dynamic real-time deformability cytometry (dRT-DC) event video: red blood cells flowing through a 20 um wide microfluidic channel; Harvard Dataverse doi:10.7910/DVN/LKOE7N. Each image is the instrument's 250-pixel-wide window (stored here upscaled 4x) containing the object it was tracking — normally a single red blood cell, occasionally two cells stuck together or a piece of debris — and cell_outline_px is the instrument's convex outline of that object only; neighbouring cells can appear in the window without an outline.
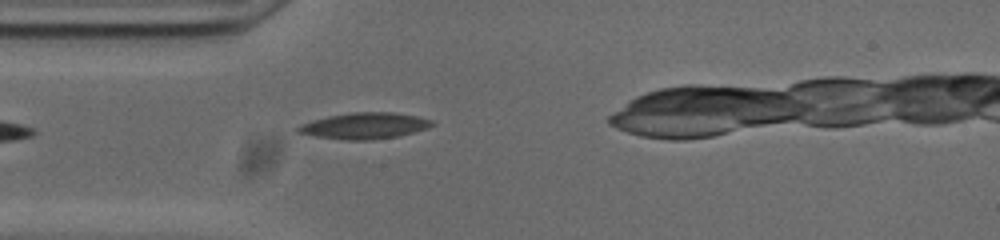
{"species": "common noctule bat (a hibernating species)", "species_latin": "Nyctalus noctula", "temperature_condition": "cold", "stored_images_in_passage": 24, "camera_frame_rate_fps": 3000, "um_per_image_px": 0.085, "animal": {"sex": "male", "body_mass_g": 20.0, "forearm_length_mm": 53.3}, "frame": {"image": 1, "passage_image": 1, "time_ms": 0.0, "image_size_px": [1000, 240], "cell_outline_px": [[436, 124], [428, 128], [400, 136], [372, 140], [344, 140], [316, 136], [296, 132], [296, 128], [300, 124], [312, 120], [328, 116], [352, 112], [392, 112], [416, 116], [432, 120]], "centroid_in_image_um": [31.0, 10.69], "position_along_channel_um": 54.0, "area_um2": 20.58}}